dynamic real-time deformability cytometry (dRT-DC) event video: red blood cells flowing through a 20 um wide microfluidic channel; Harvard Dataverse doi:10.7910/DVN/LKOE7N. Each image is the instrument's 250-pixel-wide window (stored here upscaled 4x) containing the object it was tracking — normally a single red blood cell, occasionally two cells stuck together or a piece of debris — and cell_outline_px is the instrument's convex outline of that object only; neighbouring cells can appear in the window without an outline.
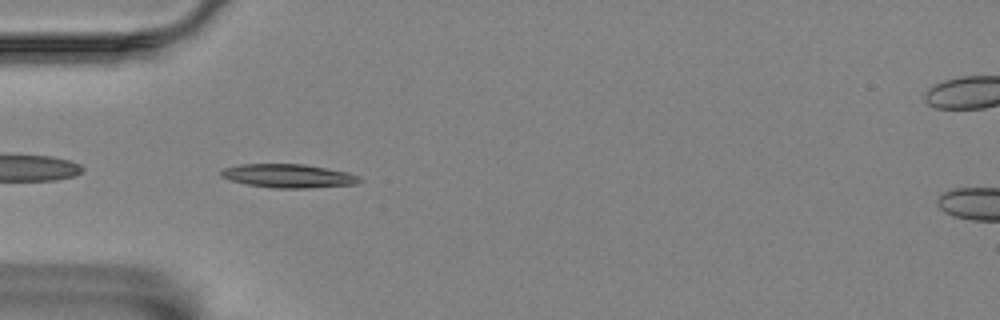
{"species": "Egyptian fruit bat (a non-hibernating species)", "species_latin": "Rousettus aegyptiacus", "temperature_condition": "room temperature", "stored_images_in_passage": 37, "camera_frame_rate_fps": 3000, "um_per_image_px": 0.085, "animal": {"sex": "female"}, "frame": {"image": 1, "passage_image": 2, "time_ms": 0.333, "image_size_px": [1000, 320], "cell_outline_px": [[364, 180], [360, 184], [308, 188], [272, 188], [248, 184], [232, 180], [220, 176], [220, 172], [224, 168], [240, 164], [304, 164], [348, 172], [360, 176]], "centroid_in_image_um": [24.59, 14.95], "position_along_channel_um": 60.4, "area_um2": 19.19}}
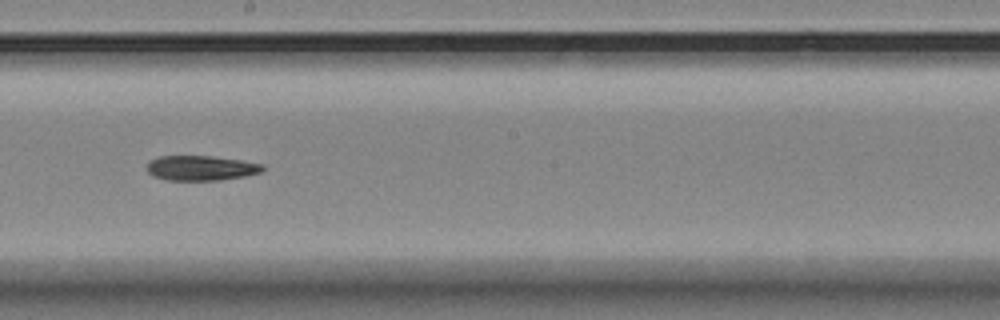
{"frame": {"image": 2, "passage_image": 17, "time_ms": 5.333, "image_size_px": [1000, 320], "cell_outline_px": [[264, 172], [244, 176], [220, 180], [164, 180], [152, 176], [148, 172], [148, 160], [160, 156], [212, 156], [240, 160], [264, 164]], "centroid_in_image_um": [17.09, 14.28], "position_along_channel_um": 231.1, "area_um2": 16.94}}
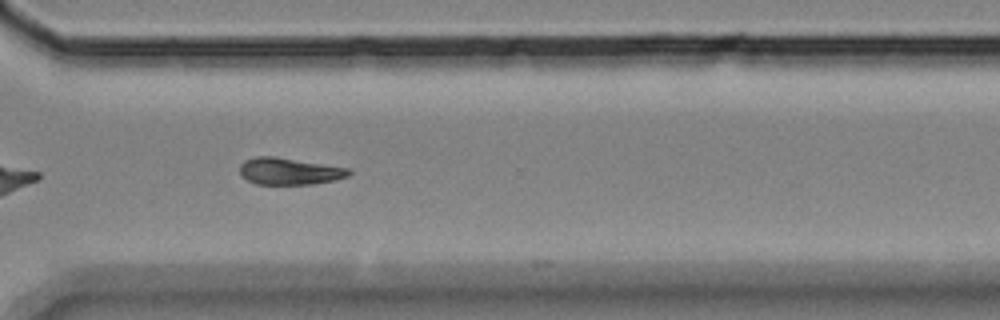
{"frame": {"image": 3, "passage_image": 27, "time_ms": 8.667, "image_size_px": [1000, 320], "cell_outline_px": [[352, 172], [348, 176], [336, 180], [312, 184], [256, 184], [240, 176], [240, 164], [244, 160], [256, 156], [272, 156], [348, 168]], "centroid_in_image_um": [24.56, 14.56], "position_along_channel_um": 346.0, "area_um2": 16.99}}